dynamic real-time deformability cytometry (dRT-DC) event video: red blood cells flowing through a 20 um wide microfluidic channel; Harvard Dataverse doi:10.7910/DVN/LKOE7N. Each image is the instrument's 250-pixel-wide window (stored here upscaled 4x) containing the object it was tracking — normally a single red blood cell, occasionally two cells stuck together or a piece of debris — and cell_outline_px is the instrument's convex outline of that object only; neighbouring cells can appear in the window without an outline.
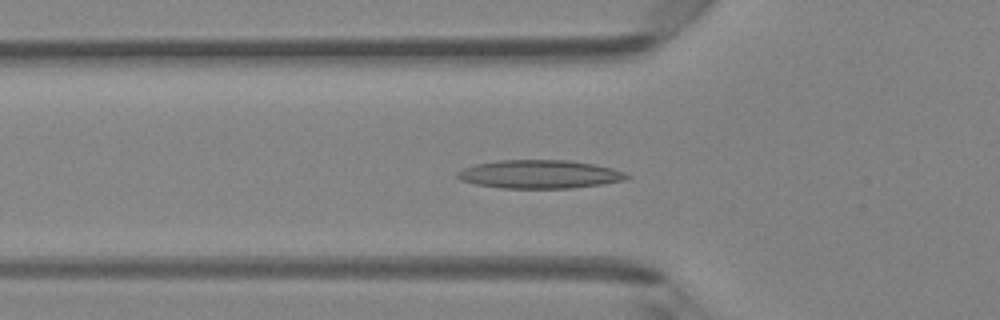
{"species": "Egyptian fruit bat (a non-hibernating species)", "species_latin": "Rousettus aegyptiacus", "temperature_condition": "room temperature", "stored_images_in_passage": 40, "camera_frame_rate_fps": 3000, "um_per_image_px": 0.085, "animal": {"sex": "female"}, "frame": {"image": 1, "passage_image": 14, "time_ms": 4.333, "image_size_px": [1000, 320], "cell_outline_px": [[632, 176], [624, 180], [604, 184], [572, 188], [504, 188], [476, 184], [460, 180], [456, 176], [456, 172], [464, 168], [476, 164], [500, 160], [568, 160], [592, 164], [612, 168], [624, 172]], "centroid_in_image_um": [45.87, 14.81], "position_along_channel_um": 79.9, "area_um2": 27.98}}
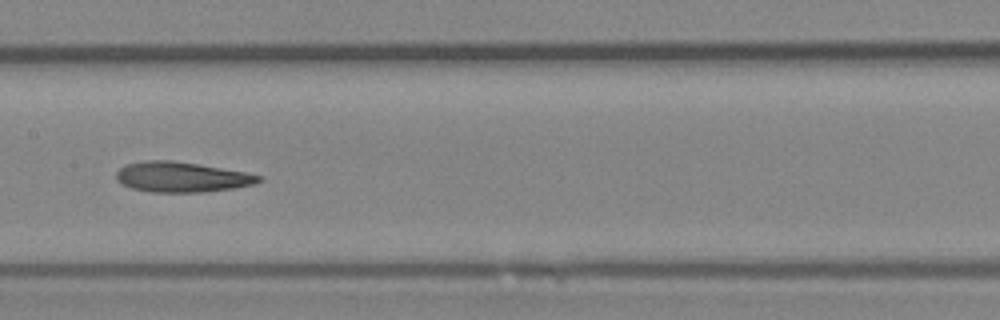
{"frame": {"image": 2, "passage_image": 22, "time_ms": 7.0, "image_size_px": [1000, 320], "cell_outline_px": [[264, 180], [256, 184], [236, 188], [204, 192], [152, 192], [132, 188], [120, 184], [116, 180], [116, 172], [124, 164], [148, 160], [172, 160], [244, 172], [264, 176]], "centroid_in_image_um": [15.45, 15.05], "position_along_channel_um": 192.0, "area_um2": 25.26}}
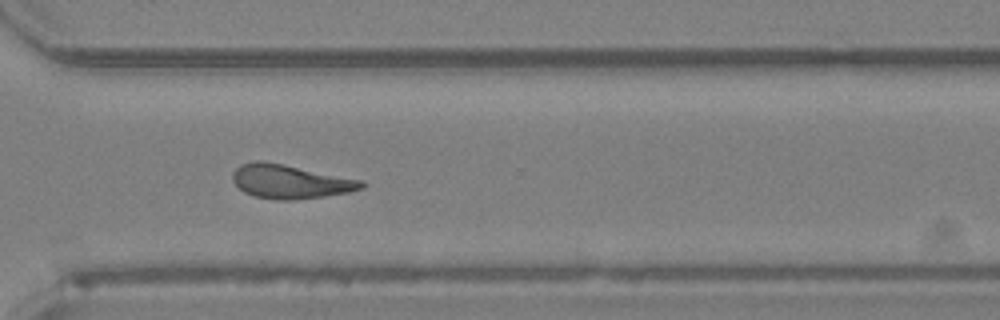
{"frame": {"image": 3, "passage_image": 33, "time_ms": 10.667, "image_size_px": [1000, 320], "cell_outline_px": [[368, 184], [364, 188], [348, 192], [324, 196], [292, 200], [276, 200], [256, 196], [244, 192], [232, 180], [232, 172], [240, 164], [256, 160], [260, 160], [284, 164], [364, 180]], "centroid_in_image_um": [24.69, 15.42], "position_along_channel_um": 345.9, "area_um2": 25.61}, "authors_computed_cell_mechanics": {"area_um2": 25.5476, "velocity_mm_per_s": 4.2104, "shape_relaxation_time_tau1_ms": null, "shape_relaxation_time_tau2_ms": 5.1659, "deformation_change_tau1": null, "deformation_change_tau2": 0.1701}}